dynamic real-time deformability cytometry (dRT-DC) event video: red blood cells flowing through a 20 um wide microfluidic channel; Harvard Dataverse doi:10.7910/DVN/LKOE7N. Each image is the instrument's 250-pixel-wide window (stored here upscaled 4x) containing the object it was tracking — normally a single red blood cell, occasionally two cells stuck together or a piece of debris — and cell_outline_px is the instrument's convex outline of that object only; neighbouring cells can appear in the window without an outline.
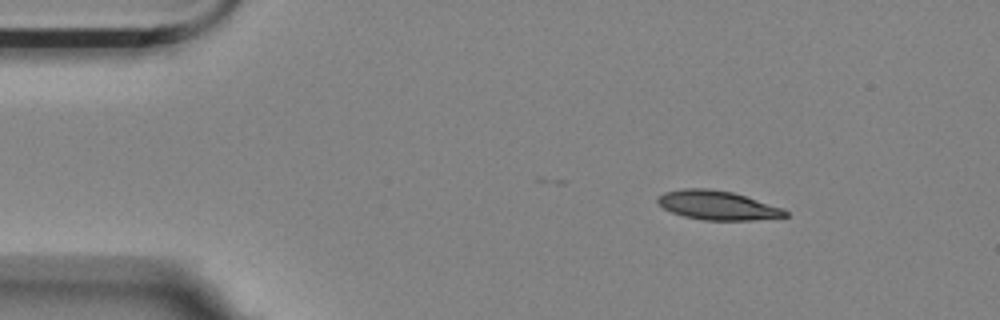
{"species": "Egyptian fruit bat (a non-hibernating species)", "species_latin": "Rousettus aegyptiacus", "temperature_condition": "room temperature", "stored_images_in_passage": 44, "camera_frame_rate_fps": 3000, "um_per_image_px": 0.085, "animal": {"sex": "female"}, "frame": {"image": 1, "passage_image": 1, "time_ms": 0.0, "image_size_px": [1000, 320], "cell_outline_px": [[788, 216], [752, 220], [704, 220], [684, 216], [672, 212], [664, 208], [656, 200], [664, 192], [684, 188], [708, 188], [732, 192], [784, 208], [788, 212]], "centroid_in_image_um": [61.0, 17.45], "position_along_channel_um": 24.0, "area_um2": 21.44}}
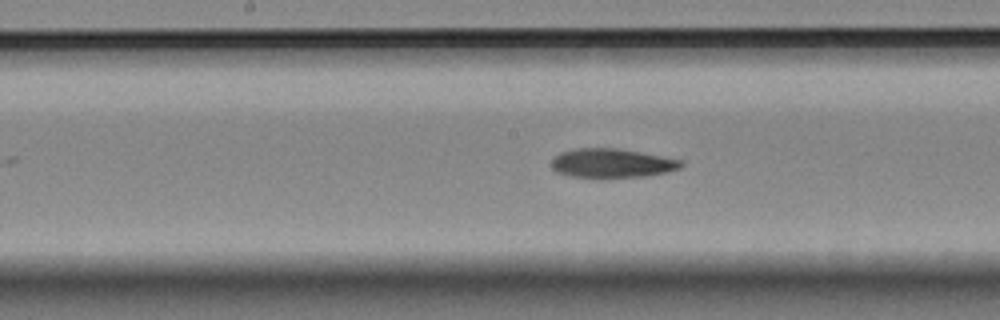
{"frame": {"image": 2, "passage_image": 21, "time_ms": 6.667, "image_size_px": [1000, 320], "cell_outline_px": [[684, 164], [680, 168], [664, 172], [644, 176], [568, 176], [556, 172], [552, 168], [552, 160], [560, 152], [576, 148], [616, 148], [640, 152], [684, 160]], "centroid_in_image_um": [52.01, 13.84], "position_along_channel_um": 196.2, "area_um2": 21.5}}
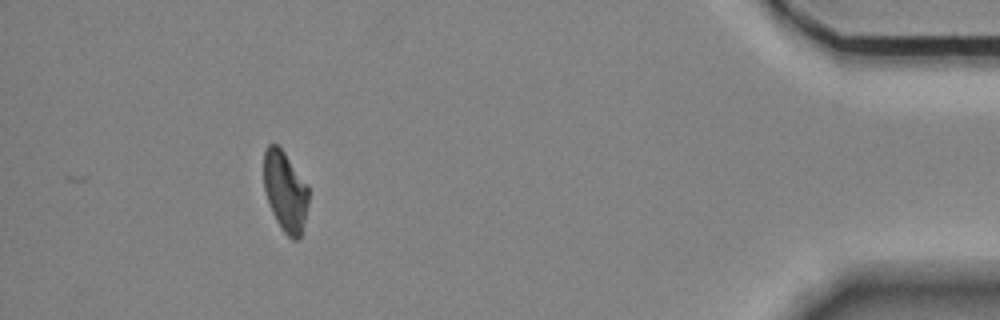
{"frame": {"image": 3, "passage_image": 44, "time_ms": 14.333, "image_size_px": [1000, 320], "cell_outline_px": [[308, 204], [300, 236], [296, 240], [292, 240], [280, 228], [272, 212], [264, 188], [264, 152], [268, 144], [276, 144], [284, 152], [308, 184]], "centroid_in_image_um": [24.24, 16.26], "position_along_channel_um": 411.0, "area_um2": 20.81}, "authors_computed_cell_mechanics": {"area_um2": 22.0507, "velocity_mm_per_s": 3.557, "shape_relaxation_time_tau1_ms": 8.9939, "shape_relaxation_time_tau2_ms": 5.6339, "deformation_change_tau1": 0.2309, "deformation_change_tau2": 0.1303}}